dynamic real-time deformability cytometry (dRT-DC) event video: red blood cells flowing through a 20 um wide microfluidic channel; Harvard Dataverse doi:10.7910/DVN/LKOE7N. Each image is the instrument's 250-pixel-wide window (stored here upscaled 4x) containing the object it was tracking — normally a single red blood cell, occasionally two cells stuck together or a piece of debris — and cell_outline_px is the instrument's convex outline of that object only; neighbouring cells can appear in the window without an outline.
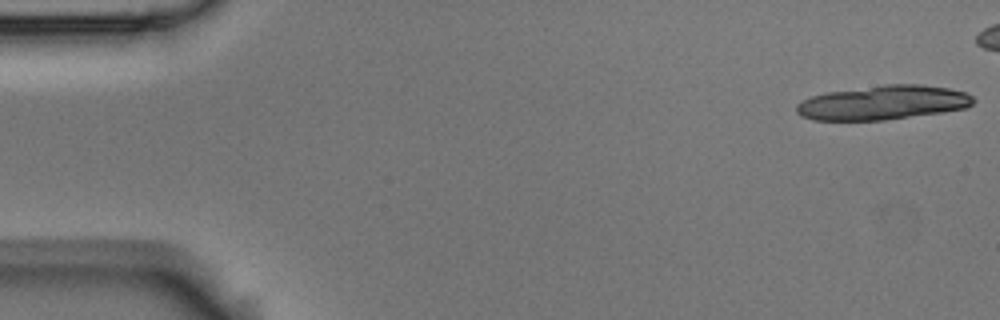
{"species": "Egyptian fruit bat (a non-hibernating species)", "species_latin": "Rousettus aegyptiacus", "temperature_condition": "room temperature", "stored_images_in_passage": 5, "camera_frame_rate_fps": 3000, "um_per_image_px": 0.085, "animal": {"sex": "male"}, "frame": {"image": 1, "passage_image": 1, "time_ms": 0.0, "image_size_px": [1000, 320], "cell_outline_px": [[976, 100], [972, 104], [964, 108], [944, 112], [884, 120], [812, 120], [800, 116], [796, 112], [796, 104], [812, 96], [828, 92], [884, 84], [920, 84], [948, 88], [964, 92], [972, 96]], "centroid_in_image_um": [75.05, 8.72], "position_along_channel_um": 10.0, "area_um2": 35.26}}
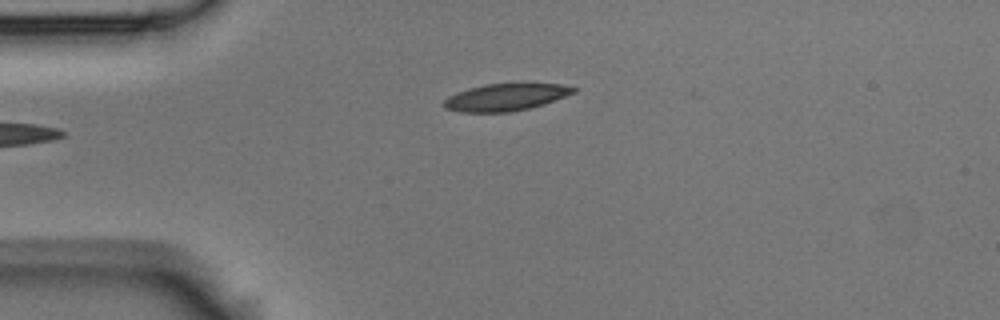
{"frame": {"image": 2, "passage_image": 5, "time_ms": 1.333, "image_size_px": [1000, 320], "cell_outline_px": [[576, 92], [528, 108], [508, 112], [460, 112], [444, 108], [444, 100], [448, 96], [456, 92], [468, 88], [484, 84], [520, 80], [560, 84], [576, 88]], "centroid_in_image_um": [42.97, 8.2], "position_along_channel_um": 42.0, "area_um2": 21.15}}